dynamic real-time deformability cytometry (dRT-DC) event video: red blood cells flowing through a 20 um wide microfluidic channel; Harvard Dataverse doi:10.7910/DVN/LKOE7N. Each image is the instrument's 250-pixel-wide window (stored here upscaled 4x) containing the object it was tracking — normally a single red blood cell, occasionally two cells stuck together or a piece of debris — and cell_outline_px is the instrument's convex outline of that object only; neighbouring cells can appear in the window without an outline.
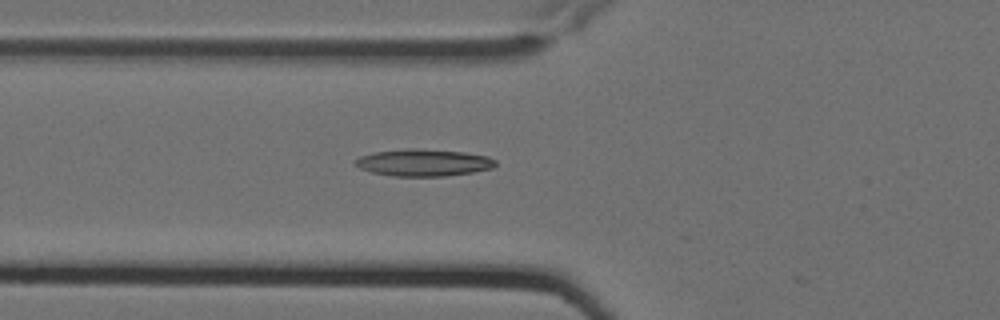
{"species": "Egyptian fruit bat (a non-hibernating species)", "species_latin": "Rousettus aegyptiacus", "temperature_condition": "cold", "stored_images_in_passage": 2, "camera_frame_rate_fps": 3000, "um_per_image_px": 0.085, "animal": {"sex": "female"}, "frame": {"image": 1, "passage_image": 2, "time_ms": 0.333, "image_size_px": [1000, 320], "cell_outline_px": [[496, 164], [492, 168], [472, 172], [444, 176], [392, 176], [372, 172], [360, 168], [356, 164], [356, 160], [360, 156], [376, 152], [412, 148], [416, 148], [464, 152], [488, 156], [496, 160]], "centroid_in_image_um": [36.03, 13.82], "position_along_channel_um": 89.8, "area_um2": 21.85}}